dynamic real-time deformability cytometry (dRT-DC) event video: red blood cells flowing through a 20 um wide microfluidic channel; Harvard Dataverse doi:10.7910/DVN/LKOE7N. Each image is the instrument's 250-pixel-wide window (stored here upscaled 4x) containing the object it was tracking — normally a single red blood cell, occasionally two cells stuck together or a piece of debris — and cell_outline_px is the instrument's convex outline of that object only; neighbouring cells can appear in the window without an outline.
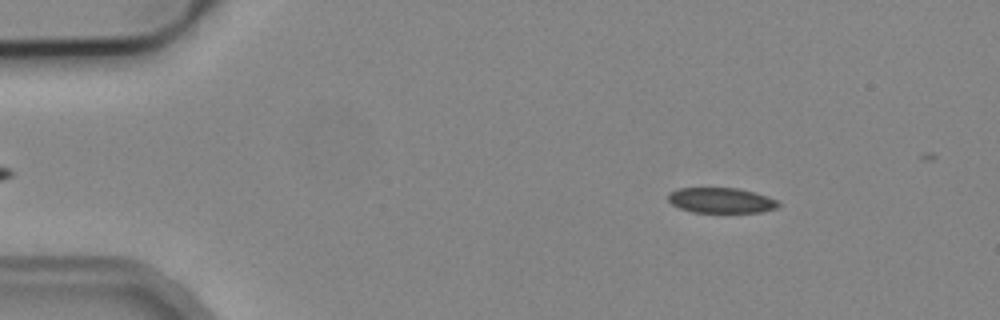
{"species": "common noctule bat (a hibernating species)", "species_latin": "Nyctalus noctula", "temperature_condition": "cold", "stored_images_in_passage": 5, "camera_frame_rate_fps": 3000, "um_per_image_px": 0.085, "animal": {"sex": "male", "body_mass_g": 19.2, "forearm_length_mm": 51.8}, "frame": {"image": 1, "passage_image": 2, "time_ms": 1.333, "image_size_px": [1000, 320], "cell_outline_px": [[780, 204], [776, 208], [760, 212], [692, 212], [680, 208], [672, 204], [668, 200], [668, 192], [680, 188], [740, 188], [756, 192], [768, 196], [776, 200]], "centroid_in_image_um": [61.29, 17.02], "position_along_channel_um": 23.7, "area_um2": 16.3}}
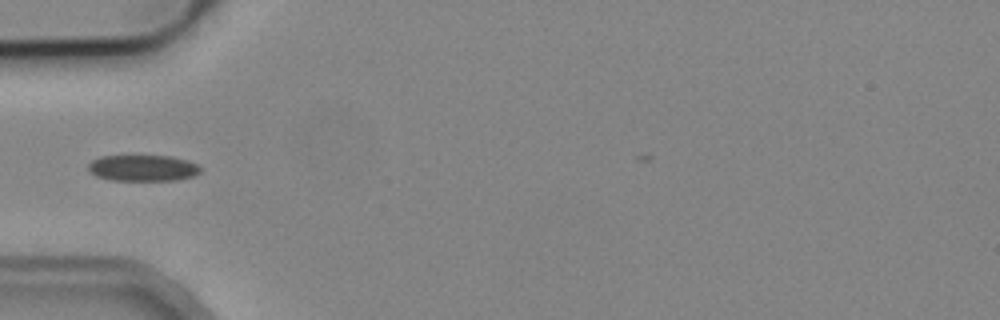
{"frame": {"image": 2, "passage_image": 4, "time_ms": 4.667, "image_size_px": [1000, 320], "cell_outline_px": [[200, 172], [192, 176], [176, 180], [108, 180], [96, 176], [88, 168], [88, 164], [92, 160], [100, 156], [172, 156], [188, 160], [196, 164], [200, 168]], "centroid_in_image_um": [12.13, 14.28], "position_along_channel_um": 72.9, "area_um2": 17.05}}